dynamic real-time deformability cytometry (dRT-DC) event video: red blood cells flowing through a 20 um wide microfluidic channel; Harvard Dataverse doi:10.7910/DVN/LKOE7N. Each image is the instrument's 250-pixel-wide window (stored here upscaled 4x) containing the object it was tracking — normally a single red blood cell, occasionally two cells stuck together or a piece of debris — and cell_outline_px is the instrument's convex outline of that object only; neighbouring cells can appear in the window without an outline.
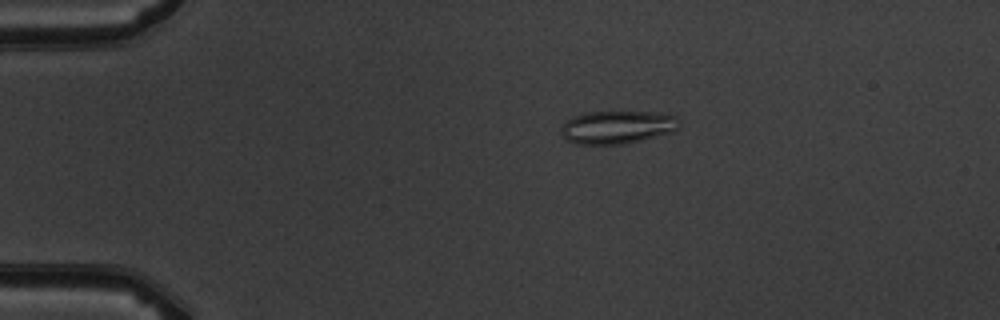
{"species": "common noctule bat (a hibernating species)", "species_latin": "Nyctalus noctula", "temperature_condition": "warm", "stored_images_in_passage": 5, "camera_frame_rate_fps": 3000, "um_per_image_px": 0.085, "animal": {"sex": "male", "body_mass_g": 19.5, "forearm_length_mm": 54.6}, "frame": {"image": 1, "passage_image": 4, "time_ms": 3.333, "image_size_px": [1000, 320], "cell_outline_px": [[680, 120], [676, 128], [672, 132], [624, 144], [576, 144], [564, 140], [560, 132], [560, 128], [572, 116], [588, 112], [668, 112], [676, 116]], "centroid_in_image_um": [52.45, 10.8], "position_along_channel_um": 32.5, "area_um2": 22.89}}